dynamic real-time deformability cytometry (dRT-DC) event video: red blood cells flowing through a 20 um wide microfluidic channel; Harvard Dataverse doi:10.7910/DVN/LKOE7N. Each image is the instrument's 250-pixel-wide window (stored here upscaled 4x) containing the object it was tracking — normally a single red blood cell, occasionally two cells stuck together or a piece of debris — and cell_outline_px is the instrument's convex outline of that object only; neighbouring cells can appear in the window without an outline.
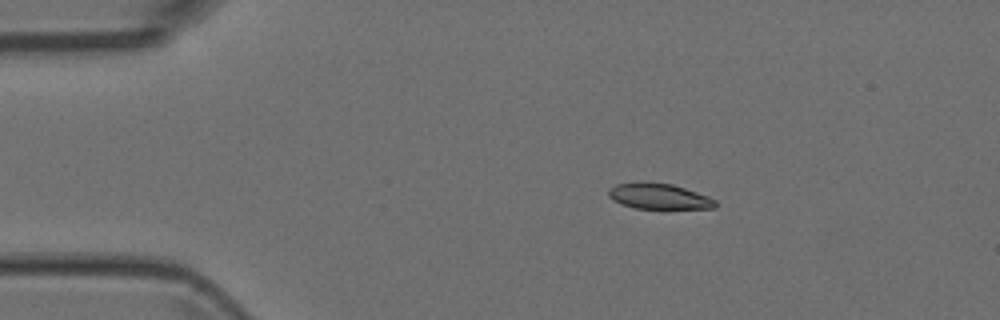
{"species": "Egyptian fruit bat (a non-hibernating species)", "species_latin": "Rousettus aegyptiacus", "temperature_condition": "room temperature", "stored_images_in_passage": 8, "camera_frame_rate_fps": 3000, "um_per_image_px": 0.085, "animal": {"sex": "female"}, "frame": {"image": 1, "passage_image": 3, "time_ms": 0.667, "image_size_px": [1000, 320], "cell_outline_px": [[716, 208], [636, 208], [620, 204], [612, 200], [608, 196], [608, 188], [616, 184], [672, 184], [708, 196], [716, 200]], "centroid_in_image_um": [56.0, 16.72], "position_along_channel_um": 29.0, "area_um2": 15.37}}
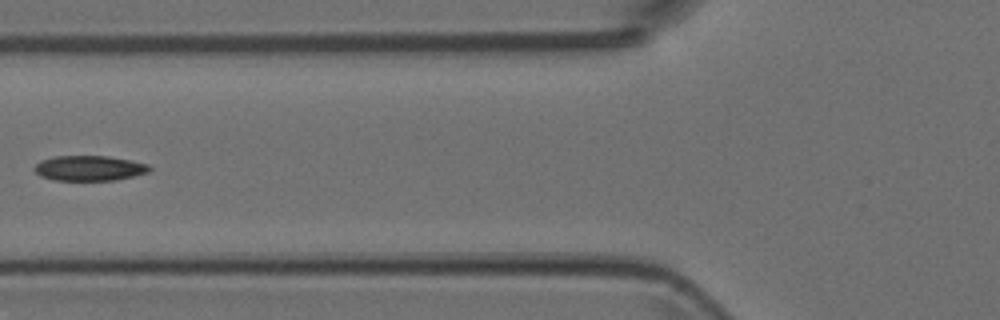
{"frame": {"image": 2, "passage_image": 6, "time_ms": 1.667, "image_size_px": [1000, 320], "cell_outline_px": [[152, 168], [148, 172], [116, 180], [52, 180], [40, 176], [32, 168], [40, 160], [56, 156], [108, 156], [132, 160], [148, 164]], "centroid_in_image_um": [7.57, 14.29], "position_along_channel_um": 118.2, "area_um2": 16.94}}
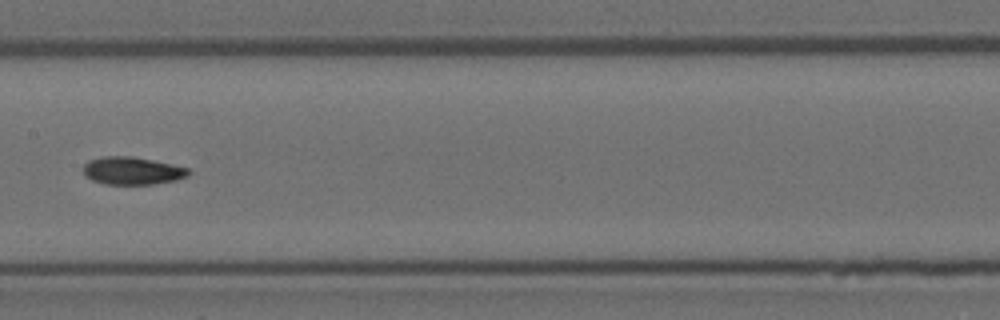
{"frame": {"image": 3, "passage_image": 8, "time_ms": 2.333, "image_size_px": [1000, 320], "cell_outline_px": [[192, 172], [188, 176], [176, 180], [152, 184], [104, 184], [92, 180], [84, 176], [84, 164], [88, 160], [100, 156], [132, 156], [172, 164], [188, 168]], "centroid_in_image_um": [11.23, 14.51], "position_along_channel_um": 196.2, "area_um2": 17.11}}